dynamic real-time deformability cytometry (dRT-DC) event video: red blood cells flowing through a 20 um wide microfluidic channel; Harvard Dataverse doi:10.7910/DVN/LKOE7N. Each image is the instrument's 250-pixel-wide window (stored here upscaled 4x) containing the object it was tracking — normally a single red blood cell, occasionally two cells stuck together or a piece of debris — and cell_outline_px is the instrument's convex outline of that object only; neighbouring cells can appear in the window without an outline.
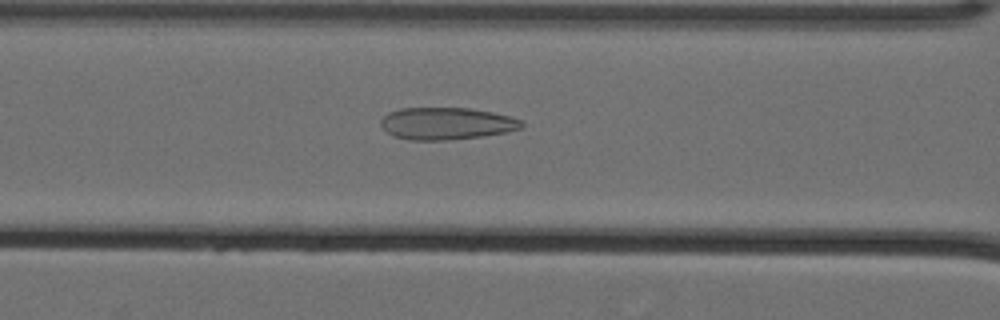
{"species": "Egyptian fruit bat (a non-hibernating species)", "species_latin": "Rousettus aegyptiacus", "temperature_condition": "cold", "stored_images_in_passage": 47, "camera_frame_rate_fps": 3000, "um_per_image_px": 0.085, "animal": {"sex": "female"}, "frame": {"image": 1, "passage_image": 16, "time_ms": 5.0, "image_size_px": [1000, 320], "cell_outline_px": [[524, 128], [508, 132], [484, 136], [448, 140], [408, 140], [392, 136], [380, 124], [380, 120], [388, 112], [400, 108], [468, 108], [492, 112], [524, 120]], "centroid_in_image_um": [37.98, 10.5], "position_along_channel_um": 128.6, "area_um2": 26.65}}
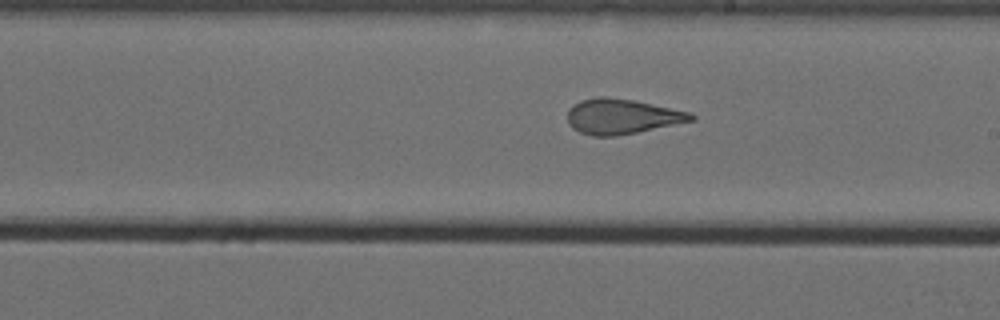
{"frame": {"image": 2, "passage_image": 25, "time_ms": 8.0, "image_size_px": [1000, 320], "cell_outline_px": [[696, 120], [616, 136], [592, 136], [580, 132], [572, 128], [568, 124], [568, 108], [572, 104], [580, 100], [600, 96], [604, 96], [632, 100], [692, 112], [696, 116]], "centroid_in_image_um": [52.85, 9.89], "position_along_channel_um": 236.2, "area_um2": 25.37}}
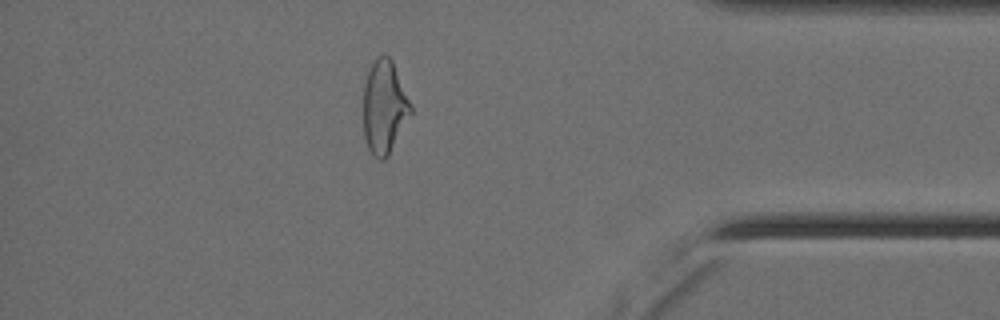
{"frame": {"image": 3, "passage_image": 41, "time_ms": 13.333, "image_size_px": [1000, 320], "cell_outline_px": [[412, 112], [388, 156], [384, 160], [380, 160], [372, 156], [368, 148], [364, 136], [364, 84], [368, 72], [372, 64], [380, 56], [388, 56], [392, 60], [412, 108]], "centroid_in_image_um": [32.66, 9.15], "position_along_channel_um": 402.5, "area_um2": 25.32}}